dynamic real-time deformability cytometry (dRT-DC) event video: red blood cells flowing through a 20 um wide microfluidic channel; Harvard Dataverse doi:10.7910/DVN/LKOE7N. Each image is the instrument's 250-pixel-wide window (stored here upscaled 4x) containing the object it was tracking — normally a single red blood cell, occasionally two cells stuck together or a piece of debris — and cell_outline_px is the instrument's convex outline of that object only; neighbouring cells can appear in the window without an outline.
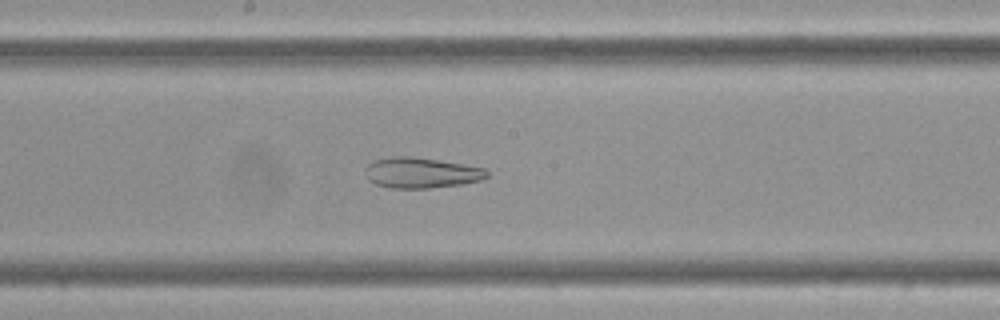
{"species": "Egyptian fruit bat (a non-hibernating species)", "species_latin": "Rousettus aegyptiacus", "temperature_condition": "cold", "stored_images_in_passage": 59, "camera_frame_rate_fps": 3000, "um_per_image_px": 0.085, "frame": {"image": 1, "passage_image": 32, "time_ms": 10.333, "image_size_px": [1000, 320], "cell_outline_px": [[488, 176], [480, 180], [460, 184], [428, 188], [392, 188], [376, 184], [368, 180], [368, 164], [376, 160], [392, 156], [412, 156], [484, 168], [488, 172]], "centroid_in_image_um": [35.81, 14.69], "position_along_channel_um": 212.4, "area_um2": 21.15}}
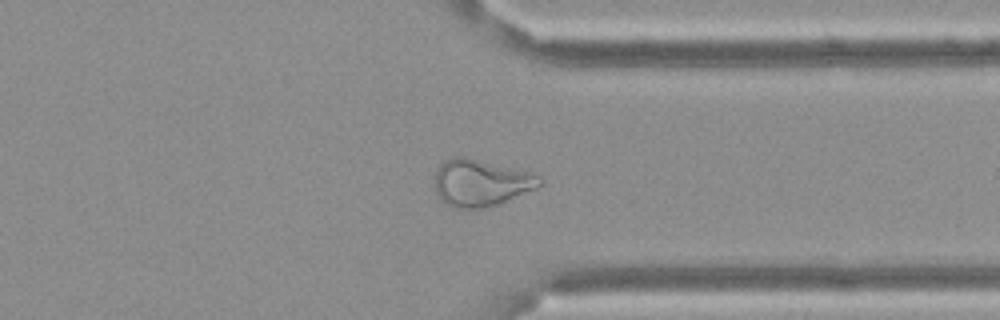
{"frame": {"image": 2, "passage_image": 46, "time_ms": 15.0, "image_size_px": [1000, 320], "cell_outline_px": [[544, 184], [536, 188], [488, 208], [452, 208], [444, 204], [436, 196], [436, 172], [440, 164], [444, 160], [452, 156], [460, 156], [528, 172], [540, 176], [544, 180]], "centroid_in_image_um": [40.84, 15.57], "position_along_channel_um": 370.6, "area_um2": 28.5}}
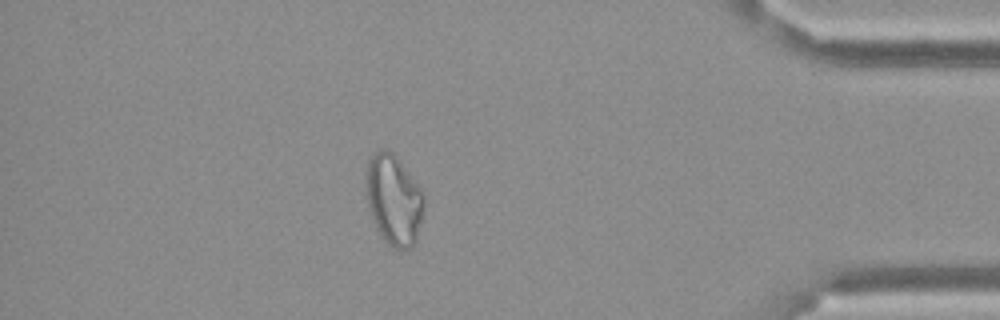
{"frame": {"image": 3, "passage_image": 52, "time_ms": 17.0, "image_size_px": [1000, 320], "cell_outline_px": [[424, 208], [416, 244], [412, 248], [392, 248], [384, 240], [372, 220], [364, 188], [364, 180], [368, 160], [372, 152], [380, 148], [384, 148], [392, 152], [396, 156], [420, 188], [424, 196]], "centroid_in_image_um": [33.44, 16.96], "position_along_channel_um": 401.8, "area_um2": 30.98}}